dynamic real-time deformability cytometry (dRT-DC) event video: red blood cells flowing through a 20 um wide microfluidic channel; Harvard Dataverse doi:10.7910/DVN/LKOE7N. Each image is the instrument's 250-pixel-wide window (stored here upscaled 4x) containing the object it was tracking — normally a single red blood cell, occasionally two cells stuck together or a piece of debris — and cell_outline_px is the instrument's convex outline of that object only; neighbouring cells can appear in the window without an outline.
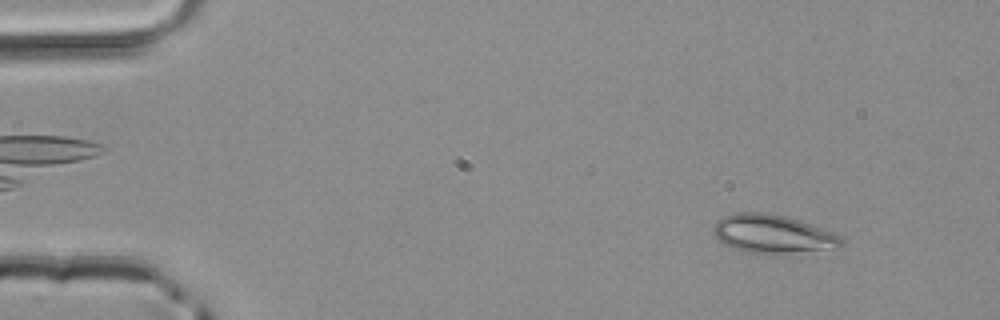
{"species": "common noctule bat (a hibernating species)", "species_latin": "Nyctalus noctula", "temperature_condition": "room temperature", "stored_images_in_passage": 49, "camera_frame_rate_fps": 3000, "um_per_image_px": 0.085, "animal": {"sex": "male", "body_mass_g": 20.4}, "frame": {"image": 1, "passage_image": 5, "time_ms": 1.333, "image_size_px": [1000, 320], "cell_outline_px": [[844, 244], [840, 248], [780, 256], [744, 252], [732, 248], [724, 244], [712, 232], [712, 228], [716, 220], [732, 212], [764, 212], [788, 216], [800, 220], [832, 232], [840, 236]], "centroid_in_image_um": [65.7, 19.92], "position_along_channel_um": 19.3, "area_um2": 29.77}}
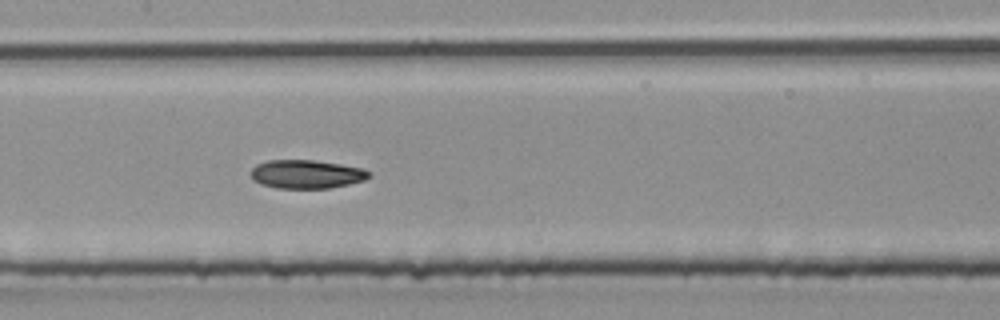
{"frame": {"image": 2, "passage_image": 24, "time_ms": 7.667, "image_size_px": [1000, 320], "cell_outline_px": [[372, 176], [364, 180], [348, 184], [328, 188], [276, 188], [260, 184], [252, 180], [252, 168], [256, 164], [268, 160], [316, 160], [364, 168], [372, 172]], "centroid_in_image_um": [26.07, 14.8], "position_along_channel_um": 181.3, "area_um2": 19.83}}
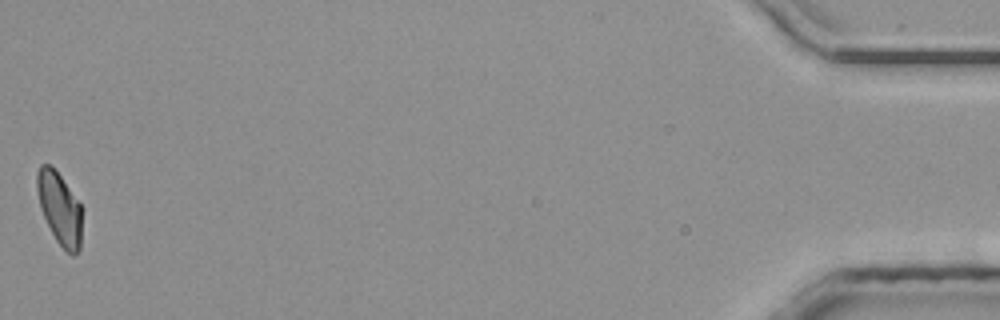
{"frame": {"image": 3, "passage_image": 49, "time_ms": 16.0, "image_size_px": [1000, 320], "cell_outline_px": [[80, 248], [72, 256], [56, 240], [44, 216], [40, 204], [36, 188], [36, 172], [40, 164], [48, 164], [60, 176], [80, 204]], "centroid_in_image_um": [5.03, 17.69], "position_along_channel_um": 430.2, "area_um2": 18.21}}